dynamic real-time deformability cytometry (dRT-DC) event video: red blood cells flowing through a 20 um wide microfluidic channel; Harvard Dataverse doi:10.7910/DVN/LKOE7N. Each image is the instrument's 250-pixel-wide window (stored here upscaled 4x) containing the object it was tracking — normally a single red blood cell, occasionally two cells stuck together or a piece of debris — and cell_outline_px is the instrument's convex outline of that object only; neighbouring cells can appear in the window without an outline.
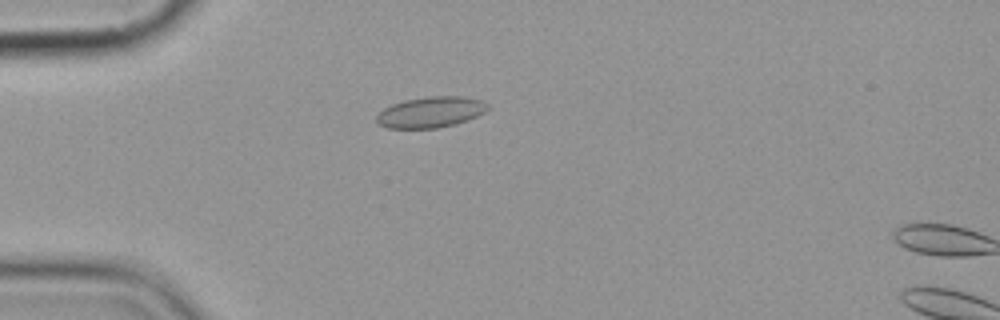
{"species": "common noctule bat (a hibernating species)", "species_latin": "Nyctalus noctula", "temperature_condition": "cold", "stored_images_in_passage": 6, "camera_frame_rate_fps": 3000, "um_per_image_px": 0.085, "animal": {"sex": "female", "body_mass_g": 19.9}, "frame": {"image": 1, "passage_image": 5, "time_ms": 4.667, "image_size_px": [1000, 320], "cell_outline_px": [[488, 108], [484, 112], [468, 120], [436, 128], [388, 128], [376, 124], [376, 116], [384, 108], [392, 104], [404, 100], [428, 96], [464, 96], [484, 100], [488, 104]], "centroid_in_image_um": [36.6, 9.52], "position_along_channel_um": 48.4, "area_um2": 20.06}}